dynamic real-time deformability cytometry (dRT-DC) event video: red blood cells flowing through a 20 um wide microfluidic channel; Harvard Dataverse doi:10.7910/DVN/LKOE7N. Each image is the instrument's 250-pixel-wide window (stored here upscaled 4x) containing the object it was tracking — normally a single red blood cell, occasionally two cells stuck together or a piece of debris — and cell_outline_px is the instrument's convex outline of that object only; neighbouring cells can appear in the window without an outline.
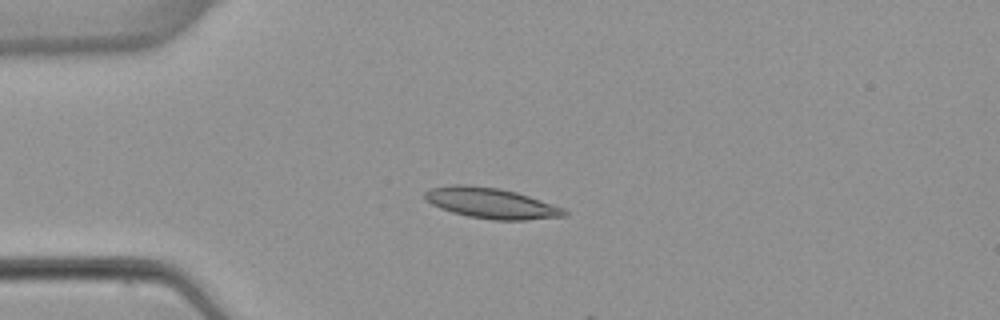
{"species": "common noctule bat (a hibernating species)", "species_latin": "Nyctalus noctula", "temperature_condition": "warm", "stored_images_in_passage": 4, "camera_frame_rate_fps": 3000, "um_per_image_px": 0.085, "animal": {"sex": "female", "body_mass_g": 22.7, "forearm_length_mm": 54.2}, "frame": {"image": 1, "passage_image": 3, "time_ms": 2.333, "image_size_px": [1000, 320], "cell_outline_px": [[568, 216], [524, 220], [492, 220], [468, 216], [452, 212], [440, 208], [432, 204], [424, 196], [424, 192], [428, 188], [452, 184], [464, 184], [500, 188], [516, 192], [564, 208], [568, 212]], "centroid_in_image_um": [41.74, 17.26], "position_along_channel_um": 43.3, "area_um2": 24.91}}